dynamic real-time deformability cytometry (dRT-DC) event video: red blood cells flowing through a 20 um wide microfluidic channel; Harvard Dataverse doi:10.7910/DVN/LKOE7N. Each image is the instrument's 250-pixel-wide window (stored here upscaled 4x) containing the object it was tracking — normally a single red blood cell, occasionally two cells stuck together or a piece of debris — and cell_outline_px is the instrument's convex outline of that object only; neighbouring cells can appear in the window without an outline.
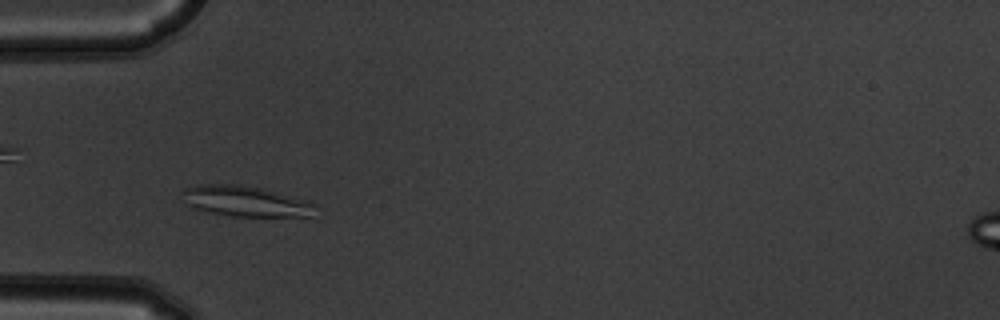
{"species": "common noctule bat (a hibernating species)", "species_latin": "Nyctalus noctula", "temperature_condition": "warm", "stored_images_in_passage": 3, "camera_frame_rate_fps": 3000, "um_per_image_px": 0.085, "animal": {"sex": "male", "body_mass_g": 19.5, "forearm_length_mm": 54.6}, "frame": {"image": 1, "passage_image": 2, "time_ms": 0.333, "image_size_px": [1000, 320], "cell_outline_px": [[312, 204], [308, 216], [232, 216], [208, 212], [192, 208], [184, 204], [180, 192], [184, 188], [200, 184], [240, 184], [264, 188]], "centroid_in_image_um": [20.63, 17.08], "position_along_channel_um": 64.4, "area_um2": 23.29}}
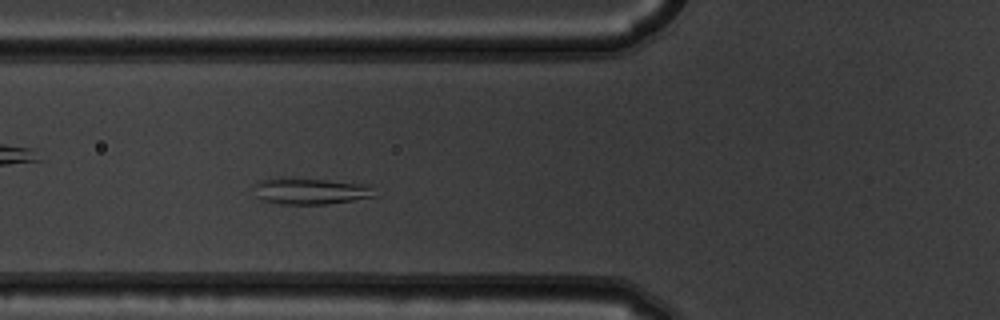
{"frame": {"image": 2, "passage_image": 3, "time_ms": 0.667, "image_size_px": [1000, 320], "cell_outline_px": [[376, 196], [352, 200], [324, 204], [280, 204], [260, 200], [256, 196], [252, 184], [260, 180], [284, 176], [376, 184]], "centroid_in_image_um": [26.41, 16.21], "position_along_channel_um": 99.4, "area_um2": 19.42}}